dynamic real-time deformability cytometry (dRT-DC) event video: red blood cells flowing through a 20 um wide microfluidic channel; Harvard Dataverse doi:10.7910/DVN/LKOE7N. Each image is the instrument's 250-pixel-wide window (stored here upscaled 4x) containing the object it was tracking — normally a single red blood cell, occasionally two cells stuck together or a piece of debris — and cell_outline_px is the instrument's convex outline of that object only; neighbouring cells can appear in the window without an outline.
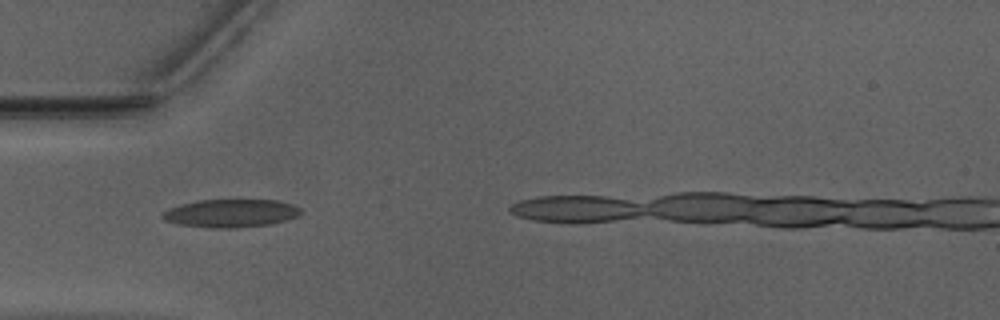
{"species": "Egyptian fruit bat (a non-hibernating species)", "species_latin": "Rousettus aegyptiacus", "temperature_condition": "warm", "stored_images_in_passage": 27, "camera_frame_rate_fps": 3000, "um_per_image_px": 0.085, "animal": {"sex": "male"}, "frame": {"image": 1, "passage_image": 1, "time_ms": 0.0, "image_size_px": [1000, 320], "cell_outline_px": [[300, 212], [296, 216], [284, 220], [268, 224], [236, 228], [212, 228], [180, 224], [164, 220], [160, 216], [168, 208], [180, 204], [200, 200], [276, 200], [292, 204], [300, 208]], "centroid_in_image_um": [19.57, 18.12], "position_along_channel_um": 65.4, "area_um2": 22.37}}
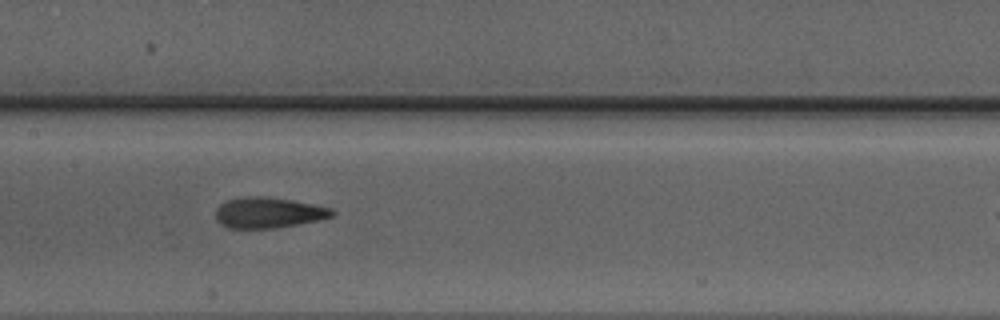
{"frame": {"image": 2, "passage_image": 10, "time_ms": 3.0, "image_size_px": [1000, 320], "cell_outline_px": [[336, 212], [332, 216], [316, 220], [276, 228], [228, 228], [220, 224], [216, 220], [216, 208], [224, 200], [244, 196], [268, 196], [292, 200], [332, 208]], "centroid_in_image_um": [22.76, 18.06], "position_along_channel_um": 184.6, "area_um2": 20.92}}
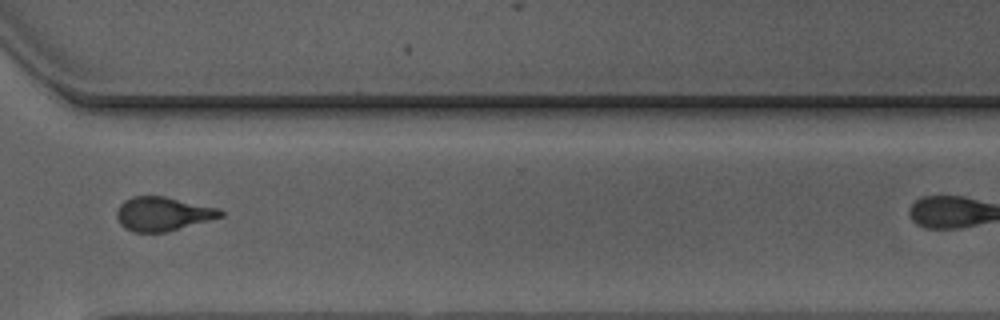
{"frame": {"image": 3, "passage_image": 23, "time_ms": 7.333, "image_size_px": [1000, 320], "cell_outline_px": [[224, 216], [168, 232], [136, 232], [124, 228], [120, 224], [116, 216], [116, 212], [120, 204], [124, 200], [132, 196], [164, 196], [220, 208], [224, 212]], "centroid_in_image_um": [13.85, 18.18], "position_along_channel_um": 356.8, "area_um2": 20.69}}